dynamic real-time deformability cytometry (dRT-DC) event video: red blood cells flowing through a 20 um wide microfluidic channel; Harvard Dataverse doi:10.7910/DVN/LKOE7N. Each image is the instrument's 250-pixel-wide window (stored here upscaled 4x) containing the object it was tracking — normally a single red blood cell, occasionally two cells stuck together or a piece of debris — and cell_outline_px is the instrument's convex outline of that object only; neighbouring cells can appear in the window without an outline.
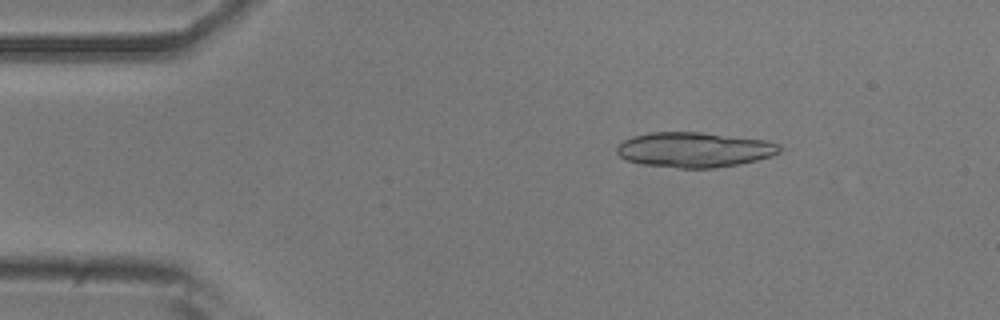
{"species": "common noctule bat (a hibernating species)", "species_latin": "Nyctalus noctula", "temperature_condition": "room temperature", "stored_images_in_passage": 52, "segment_of_instrument_passage": [1, 2], "camera_frame_rate_fps": 3000, "um_per_image_px": 0.085, "animal": {"sex": "male", "body_mass_g": 20.5, "forearm_length_mm": 52.5}, "frame": {"image": 1, "passage_image": 8, "time_ms": 2.333, "image_size_px": [1000, 320], "cell_outline_px": [[780, 152], [772, 156], [740, 164], [716, 168], [676, 168], [644, 164], [628, 160], [620, 156], [616, 152], [616, 148], [624, 140], [632, 136], [652, 132], [700, 132], [768, 140], [780, 144]], "centroid_in_image_um": [59.05, 12.72], "position_along_channel_um": 26.0, "area_um2": 33.35}}